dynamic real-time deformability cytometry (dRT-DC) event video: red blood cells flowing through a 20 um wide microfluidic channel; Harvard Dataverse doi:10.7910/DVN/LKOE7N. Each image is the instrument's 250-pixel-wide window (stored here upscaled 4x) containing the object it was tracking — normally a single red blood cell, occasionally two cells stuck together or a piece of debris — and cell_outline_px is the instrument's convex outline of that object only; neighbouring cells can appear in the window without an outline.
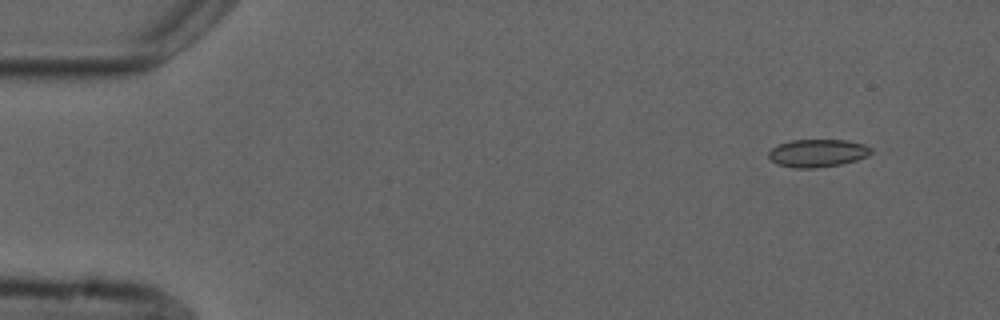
{"species": "common noctule bat (a hibernating species)", "species_latin": "Nyctalus noctula", "temperature_condition": "cold", "stored_images_in_passage": 5, "segment_of_instrument_passage": [2, 2], "camera_frame_rate_fps": 3000, "um_per_image_px": 0.085, "animal": {"sex": "male", "forearm_length_mm": 52.5}, "frame": {"image": 1, "passage_image": 5, "time_ms": 5.667, "image_size_px": [1000, 320], "cell_outline_px": [[872, 152], [868, 156], [856, 160], [840, 164], [816, 168], [792, 168], [776, 164], [768, 156], [768, 152], [772, 148], [780, 144], [792, 140], [848, 140], [864, 144], [872, 148]], "centroid_in_image_um": [69.5, 13.02], "position_along_channel_um": 15.5, "area_um2": 16.65}}